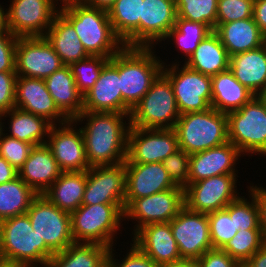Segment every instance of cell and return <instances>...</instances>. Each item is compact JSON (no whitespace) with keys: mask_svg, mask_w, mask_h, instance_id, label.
<instances>
[{"mask_svg":"<svg viewBox=\"0 0 266 267\" xmlns=\"http://www.w3.org/2000/svg\"><path fill=\"white\" fill-rule=\"evenodd\" d=\"M256 97L266 108V86L256 95Z\"/></svg>","mask_w":266,"mask_h":267,"instance_id":"cell-57","label":"cell"},{"mask_svg":"<svg viewBox=\"0 0 266 267\" xmlns=\"http://www.w3.org/2000/svg\"><path fill=\"white\" fill-rule=\"evenodd\" d=\"M4 116V113L3 112H1L0 111V120H2L1 118ZM3 124L0 122V140H1V137H2V135H3V126H2Z\"/></svg>","mask_w":266,"mask_h":267,"instance_id":"cell-60","label":"cell"},{"mask_svg":"<svg viewBox=\"0 0 266 267\" xmlns=\"http://www.w3.org/2000/svg\"><path fill=\"white\" fill-rule=\"evenodd\" d=\"M229 69L243 86L257 95L266 86V43L230 56Z\"/></svg>","mask_w":266,"mask_h":267,"instance_id":"cell-28","label":"cell"},{"mask_svg":"<svg viewBox=\"0 0 266 267\" xmlns=\"http://www.w3.org/2000/svg\"><path fill=\"white\" fill-rule=\"evenodd\" d=\"M72 124L75 122L69 120L61 124L58 129L57 125H52L47 135L49 139L46 145L52 151L62 172L87 171L91 166L86 157L82 131L80 128L74 129Z\"/></svg>","mask_w":266,"mask_h":267,"instance_id":"cell-18","label":"cell"},{"mask_svg":"<svg viewBox=\"0 0 266 267\" xmlns=\"http://www.w3.org/2000/svg\"><path fill=\"white\" fill-rule=\"evenodd\" d=\"M26 213L35 234L54 254L74 243L71 214L59 209L44 195H37Z\"/></svg>","mask_w":266,"mask_h":267,"instance_id":"cell-9","label":"cell"},{"mask_svg":"<svg viewBox=\"0 0 266 267\" xmlns=\"http://www.w3.org/2000/svg\"><path fill=\"white\" fill-rule=\"evenodd\" d=\"M116 0H82L86 6L109 10Z\"/></svg>","mask_w":266,"mask_h":267,"instance_id":"cell-54","label":"cell"},{"mask_svg":"<svg viewBox=\"0 0 266 267\" xmlns=\"http://www.w3.org/2000/svg\"><path fill=\"white\" fill-rule=\"evenodd\" d=\"M15 107L43 117L52 125H57L55 121H59L58 124H64L69 121L55 105L44 79L17 76Z\"/></svg>","mask_w":266,"mask_h":267,"instance_id":"cell-20","label":"cell"},{"mask_svg":"<svg viewBox=\"0 0 266 267\" xmlns=\"http://www.w3.org/2000/svg\"><path fill=\"white\" fill-rule=\"evenodd\" d=\"M175 0H144L140 18V47H153L175 26Z\"/></svg>","mask_w":266,"mask_h":267,"instance_id":"cell-24","label":"cell"},{"mask_svg":"<svg viewBox=\"0 0 266 267\" xmlns=\"http://www.w3.org/2000/svg\"><path fill=\"white\" fill-rule=\"evenodd\" d=\"M177 65L179 66V64H173L170 68L163 65L162 73L172 85L179 113L201 112L210 109L211 77L194 71L185 64L181 69Z\"/></svg>","mask_w":266,"mask_h":267,"instance_id":"cell-10","label":"cell"},{"mask_svg":"<svg viewBox=\"0 0 266 267\" xmlns=\"http://www.w3.org/2000/svg\"><path fill=\"white\" fill-rule=\"evenodd\" d=\"M83 111L123 113L119 52L103 66L93 87L83 95Z\"/></svg>","mask_w":266,"mask_h":267,"instance_id":"cell-19","label":"cell"},{"mask_svg":"<svg viewBox=\"0 0 266 267\" xmlns=\"http://www.w3.org/2000/svg\"><path fill=\"white\" fill-rule=\"evenodd\" d=\"M109 59L110 58L102 56H88L85 59L69 65L77 89L82 95L93 87L99 78L103 66Z\"/></svg>","mask_w":266,"mask_h":267,"instance_id":"cell-41","label":"cell"},{"mask_svg":"<svg viewBox=\"0 0 266 267\" xmlns=\"http://www.w3.org/2000/svg\"><path fill=\"white\" fill-rule=\"evenodd\" d=\"M125 163L96 165L87 170L82 205L121 204L125 208Z\"/></svg>","mask_w":266,"mask_h":267,"instance_id":"cell-17","label":"cell"},{"mask_svg":"<svg viewBox=\"0 0 266 267\" xmlns=\"http://www.w3.org/2000/svg\"><path fill=\"white\" fill-rule=\"evenodd\" d=\"M180 115L172 85L161 72L152 82L150 90L132 109L128 121L130 127L172 129Z\"/></svg>","mask_w":266,"mask_h":267,"instance_id":"cell-6","label":"cell"},{"mask_svg":"<svg viewBox=\"0 0 266 267\" xmlns=\"http://www.w3.org/2000/svg\"><path fill=\"white\" fill-rule=\"evenodd\" d=\"M133 239V243L159 267L182 260L170 222L145 225L134 233Z\"/></svg>","mask_w":266,"mask_h":267,"instance_id":"cell-22","label":"cell"},{"mask_svg":"<svg viewBox=\"0 0 266 267\" xmlns=\"http://www.w3.org/2000/svg\"><path fill=\"white\" fill-rule=\"evenodd\" d=\"M212 79L211 107L222 113L240 109L256 95L243 86L230 69L220 72Z\"/></svg>","mask_w":266,"mask_h":267,"instance_id":"cell-29","label":"cell"},{"mask_svg":"<svg viewBox=\"0 0 266 267\" xmlns=\"http://www.w3.org/2000/svg\"><path fill=\"white\" fill-rule=\"evenodd\" d=\"M124 117L130 119V115L125 113L82 111L72 120L77 123L87 119L88 123L80 129L90 166L116 165L126 161L130 122L126 126Z\"/></svg>","mask_w":266,"mask_h":267,"instance_id":"cell-1","label":"cell"},{"mask_svg":"<svg viewBox=\"0 0 266 267\" xmlns=\"http://www.w3.org/2000/svg\"><path fill=\"white\" fill-rule=\"evenodd\" d=\"M254 0H218L217 26L253 17Z\"/></svg>","mask_w":266,"mask_h":267,"instance_id":"cell-43","label":"cell"},{"mask_svg":"<svg viewBox=\"0 0 266 267\" xmlns=\"http://www.w3.org/2000/svg\"><path fill=\"white\" fill-rule=\"evenodd\" d=\"M130 252L120 263H116L112 254V248L108 251L106 267H159L145 253H143L134 243L131 245Z\"/></svg>","mask_w":266,"mask_h":267,"instance_id":"cell-46","label":"cell"},{"mask_svg":"<svg viewBox=\"0 0 266 267\" xmlns=\"http://www.w3.org/2000/svg\"><path fill=\"white\" fill-rule=\"evenodd\" d=\"M86 183L87 171L61 172L43 195L59 209L71 214L82 205Z\"/></svg>","mask_w":266,"mask_h":267,"instance_id":"cell-32","label":"cell"},{"mask_svg":"<svg viewBox=\"0 0 266 267\" xmlns=\"http://www.w3.org/2000/svg\"><path fill=\"white\" fill-rule=\"evenodd\" d=\"M7 31H9L7 23V11H4L3 7L0 5V33Z\"/></svg>","mask_w":266,"mask_h":267,"instance_id":"cell-56","label":"cell"},{"mask_svg":"<svg viewBox=\"0 0 266 267\" xmlns=\"http://www.w3.org/2000/svg\"><path fill=\"white\" fill-rule=\"evenodd\" d=\"M55 1H57V3H58V0H55ZM60 1H61V0H60ZM61 2H63V3H62V6H64V5L69 4V3L82 2V0H62Z\"/></svg>","mask_w":266,"mask_h":267,"instance_id":"cell-59","label":"cell"},{"mask_svg":"<svg viewBox=\"0 0 266 267\" xmlns=\"http://www.w3.org/2000/svg\"><path fill=\"white\" fill-rule=\"evenodd\" d=\"M144 0H116L108 10L115 34L127 47H140V18Z\"/></svg>","mask_w":266,"mask_h":267,"instance_id":"cell-31","label":"cell"},{"mask_svg":"<svg viewBox=\"0 0 266 267\" xmlns=\"http://www.w3.org/2000/svg\"><path fill=\"white\" fill-rule=\"evenodd\" d=\"M7 114L12 119L9 127L11 133L8 136L30 143L33 146L46 144L47 140L43 138L44 136L47 137L46 135H48L52 126L49 121L16 107L5 112L4 117H7Z\"/></svg>","mask_w":266,"mask_h":267,"instance_id":"cell-35","label":"cell"},{"mask_svg":"<svg viewBox=\"0 0 266 267\" xmlns=\"http://www.w3.org/2000/svg\"><path fill=\"white\" fill-rule=\"evenodd\" d=\"M0 231L3 262L21 267H37L40 263L46 267L54 255L35 234L27 213L0 221Z\"/></svg>","mask_w":266,"mask_h":267,"instance_id":"cell-4","label":"cell"},{"mask_svg":"<svg viewBox=\"0 0 266 267\" xmlns=\"http://www.w3.org/2000/svg\"><path fill=\"white\" fill-rule=\"evenodd\" d=\"M237 175H218L190 183L184 188L185 206L195 212L209 214L225 209L239 196Z\"/></svg>","mask_w":266,"mask_h":267,"instance_id":"cell-14","label":"cell"},{"mask_svg":"<svg viewBox=\"0 0 266 267\" xmlns=\"http://www.w3.org/2000/svg\"><path fill=\"white\" fill-rule=\"evenodd\" d=\"M253 18L260 32L266 37V0H254Z\"/></svg>","mask_w":266,"mask_h":267,"instance_id":"cell-51","label":"cell"},{"mask_svg":"<svg viewBox=\"0 0 266 267\" xmlns=\"http://www.w3.org/2000/svg\"><path fill=\"white\" fill-rule=\"evenodd\" d=\"M4 135L5 134L3 133L0 140V156L19 171L34 146L30 143L19 141L16 138Z\"/></svg>","mask_w":266,"mask_h":267,"instance_id":"cell-44","label":"cell"},{"mask_svg":"<svg viewBox=\"0 0 266 267\" xmlns=\"http://www.w3.org/2000/svg\"><path fill=\"white\" fill-rule=\"evenodd\" d=\"M185 206L184 188L177 186L151 196L134 199L124 210V218L136 219L134 232L151 223L170 222Z\"/></svg>","mask_w":266,"mask_h":267,"instance_id":"cell-16","label":"cell"},{"mask_svg":"<svg viewBox=\"0 0 266 267\" xmlns=\"http://www.w3.org/2000/svg\"><path fill=\"white\" fill-rule=\"evenodd\" d=\"M214 31L229 57L257 49L266 43V37L260 32L253 17L219 24Z\"/></svg>","mask_w":266,"mask_h":267,"instance_id":"cell-26","label":"cell"},{"mask_svg":"<svg viewBox=\"0 0 266 267\" xmlns=\"http://www.w3.org/2000/svg\"><path fill=\"white\" fill-rule=\"evenodd\" d=\"M52 151L46 145L34 146L18 171V176L38 195H43L61 174Z\"/></svg>","mask_w":266,"mask_h":267,"instance_id":"cell-25","label":"cell"},{"mask_svg":"<svg viewBox=\"0 0 266 267\" xmlns=\"http://www.w3.org/2000/svg\"><path fill=\"white\" fill-rule=\"evenodd\" d=\"M0 267H21V266L2 261L0 262Z\"/></svg>","mask_w":266,"mask_h":267,"instance_id":"cell-58","label":"cell"},{"mask_svg":"<svg viewBox=\"0 0 266 267\" xmlns=\"http://www.w3.org/2000/svg\"><path fill=\"white\" fill-rule=\"evenodd\" d=\"M17 40L9 31L0 33V72L15 71Z\"/></svg>","mask_w":266,"mask_h":267,"instance_id":"cell-48","label":"cell"},{"mask_svg":"<svg viewBox=\"0 0 266 267\" xmlns=\"http://www.w3.org/2000/svg\"><path fill=\"white\" fill-rule=\"evenodd\" d=\"M7 11L9 32L17 37L45 36L59 9L54 0H13Z\"/></svg>","mask_w":266,"mask_h":267,"instance_id":"cell-15","label":"cell"},{"mask_svg":"<svg viewBox=\"0 0 266 267\" xmlns=\"http://www.w3.org/2000/svg\"><path fill=\"white\" fill-rule=\"evenodd\" d=\"M59 13L74 27L90 56L111 58L125 46L115 34L107 10L77 2L61 6Z\"/></svg>","mask_w":266,"mask_h":267,"instance_id":"cell-2","label":"cell"},{"mask_svg":"<svg viewBox=\"0 0 266 267\" xmlns=\"http://www.w3.org/2000/svg\"><path fill=\"white\" fill-rule=\"evenodd\" d=\"M240 155L230 141L190 154L189 184L218 175H236L234 167Z\"/></svg>","mask_w":266,"mask_h":267,"instance_id":"cell-23","label":"cell"},{"mask_svg":"<svg viewBox=\"0 0 266 267\" xmlns=\"http://www.w3.org/2000/svg\"><path fill=\"white\" fill-rule=\"evenodd\" d=\"M125 208L121 204L81 205L71 213L74 242L97 243L112 248Z\"/></svg>","mask_w":266,"mask_h":267,"instance_id":"cell-7","label":"cell"},{"mask_svg":"<svg viewBox=\"0 0 266 267\" xmlns=\"http://www.w3.org/2000/svg\"><path fill=\"white\" fill-rule=\"evenodd\" d=\"M251 203L243 197L234 200V223L237 231L248 229H261L259 208L255 196L250 194Z\"/></svg>","mask_w":266,"mask_h":267,"instance_id":"cell-42","label":"cell"},{"mask_svg":"<svg viewBox=\"0 0 266 267\" xmlns=\"http://www.w3.org/2000/svg\"><path fill=\"white\" fill-rule=\"evenodd\" d=\"M265 243L261 229L239 230L222 250L242 266Z\"/></svg>","mask_w":266,"mask_h":267,"instance_id":"cell-38","label":"cell"},{"mask_svg":"<svg viewBox=\"0 0 266 267\" xmlns=\"http://www.w3.org/2000/svg\"><path fill=\"white\" fill-rule=\"evenodd\" d=\"M162 163L166 172L177 186L185 188L189 184V154L179 148Z\"/></svg>","mask_w":266,"mask_h":267,"instance_id":"cell-45","label":"cell"},{"mask_svg":"<svg viewBox=\"0 0 266 267\" xmlns=\"http://www.w3.org/2000/svg\"><path fill=\"white\" fill-rule=\"evenodd\" d=\"M17 73L0 72V111L5 113L15 108V90Z\"/></svg>","mask_w":266,"mask_h":267,"instance_id":"cell-47","label":"cell"},{"mask_svg":"<svg viewBox=\"0 0 266 267\" xmlns=\"http://www.w3.org/2000/svg\"><path fill=\"white\" fill-rule=\"evenodd\" d=\"M18 176V171L0 156V184L9 182Z\"/></svg>","mask_w":266,"mask_h":267,"instance_id":"cell-52","label":"cell"},{"mask_svg":"<svg viewBox=\"0 0 266 267\" xmlns=\"http://www.w3.org/2000/svg\"><path fill=\"white\" fill-rule=\"evenodd\" d=\"M186 61L184 64L188 68L213 77L229 69L230 57L218 34L213 30Z\"/></svg>","mask_w":266,"mask_h":267,"instance_id":"cell-30","label":"cell"},{"mask_svg":"<svg viewBox=\"0 0 266 267\" xmlns=\"http://www.w3.org/2000/svg\"><path fill=\"white\" fill-rule=\"evenodd\" d=\"M249 192L255 196L258 204L260 228L266 238V190L263 187L250 186Z\"/></svg>","mask_w":266,"mask_h":267,"instance_id":"cell-50","label":"cell"},{"mask_svg":"<svg viewBox=\"0 0 266 267\" xmlns=\"http://www.w3.org/2000/svg\"><path fill=\"white\" fill-rule=\"evenodd\" d=\"M211 32L212 30L201 22L176 18L175 26L168 32L165 39L174 38L178 47L189 58L200 42Z\"/></svg>","mask_w":266,"mask_h":267,"instance_id":"cell-37","label":"cell"},{"mask_svg":"<svg viewBox=\"0 0 266 267\" xmlns=\"http://www.w3.org/2000/svg\"><path fill=\"white\" fill-rule=\"evenodd\" d=\"M125 208L134 200L177 187L162 162L125 164Z\"/></svg>","mask_w":266,"mask_h":267,"instance_id":"cell-21","label":"cell"},{"mask_svg":"<svg viewBox=\"0 0 266 267\" xmlns=\"http://www.w3.org/2000/svg\"><path fill=\"white\" fill-rule=\"evenodd\" d=\"M3 261V257H2V246H1V231H0V262Z\"/></svg>","mask_w":266,"mask_h":267,"instance_id":"cell-61","label":"cell"},{"mask_svg":"<svg viewBox=\"0 0 266 267\" xmlns=\"http://www.w3.org/2000/svg\"><path fill=\"white\" fill-rule=\"evenodd\" d=\"M160 267H198L196 260L193 259H182L172 264L160 266Z\"/></svg>","mask_w":266,"mask_h":267,"instance_id":"cell-55","label":"cell"},{"mask_svg":"<svg viewBox=\"0 0 266 267\" xmlns=\"http://www.w3.org/2000/svg\"><path fill=\"white\" fill-rule=\"evenodd\" d=\"M210 239L214 249H222L238 232L234 223V201L225 209L207 214Z\"/></svg>","mask_w":266,"mask_h":267,"instance_id":"cell-39","label":"cell"},{"mask_svg":"<svg viewBox=\"0 0 266 267\" xmlns=\"http://www.w3.org/2000/svg\"><path fill=\"white\" fill-rule=\"evenodd\" d=\"M170 227L182 259L196 260L213 249L207 214L184 206L170 221Z\"/></svg>","mask_w":266,"mask_h":267,"instance_id":"cell-13","label":"cell"},{"mask_svg":"<svg viewBox=\"0 0 266 267\" xmlns=\"http://www.w3.org/2000/svg\"><path fill=\"white\" fill-rule=\"evenodd\" d=\"M15 72L17 76L46 79L64 66L44 36L18 37Z\"/></svg>","mask_w":266,"mask_h":267,"instance_id":"cell-12","label":"cell"},{"mask_svg":"<svg viewBox=\"0 0 266 267\" xmlns=\"http://www.w3.org/2000/svg\"><path fill=\"white\" fill-rule=\"evenodd\" d=\"M177 18L206 24L212 31L217 27L218 0H175Z\"/></svg>","mask_w":266,"mask_h":267,"instance_id":"cell-40","label":"cell"},{"mask_svg":"<svg viewBox=\"0 0 266 267\" xmlns=\"http://www.w3.org/2000/svg\"><path fill=\"white\" fill-rule=\"evenodd\" d=\"M55 105L73 120L83 111V95L78 91L69 65H64L44 79Z\"/></svg>","mask_w":266,"mask_h":267,"instance_id":"cell-27","label":"cell"},{"mask_svg":"<svg viewBox=\"0 0 266 267\" xmlns=\"http://www.w3.org/2000/svg\"><path fill=\"white\" fill-rule=\"evenodd\" d=\"M228 141L241 153L266 155V108L255 96L240 109L227 113Z\"/></svg>","mask_w":266,"mask_h":267,"instance_id":"cell-8","label":"cell"},{"mask_svg":"<svg viewBox=\"0 0 266 267\" xmlns=\"http://www.w3.org/2000/svg\"><path fill=\"white\" fill-rule=\"evenodd\" d=\"M174 129L178 147L189 155L228 142L227 114L212 107L181 114Z\"/></svg>","mask_w":266,"mask_h":267,"instance_id":"cell-5","label":"cell"},{"mask_svg":"<svg viewBox=\"0 0 266 267\" xmlns=\"http://www.w3.org/2000/svg\"><path fill=\"white\" fill-rule=\"evenodd\" d=\"M44 37L53 46L64 65H70L90 56L74 27L60 13L54 17Z\"/></svg>","mask_w":266,"mask_h":267,"instance_id":"cell-33","label":"cell"},{"mask_svg":"<svg viewBox=\"0 0 266 267\" xmlns=\"http://www.w3.org/2000/svg\"><path fill=\"white\" fill-rule=\"evenodd\" d=\"M242 267H266V243Z\"/></svg>","mask_w":266,"mask_h":267,"instance_id":"cell-53","label":"cell"},{"mask_svg":"<svg viewBox=\"0 0 266 267\" xmlns=\"http://www.w3.org/2000/svg\"><path fill=\"white\" fill-rule=\"evenodd\" d=\"M179 149L178 137L172 129L130 127L125 164L163 162Z\"/></svg>","mask_w":266,"mask_h":267,"instance_id":"cell-11","label":"cell"},{"mask_svg":"<svg viewBox=\"0 0 266 267\" xmlns=\"http://www.w3.org/2000/svg\"><path fill=\"white\" fill-rule=\"evenodd\" d=\"M154 53L152 47L124 46L119 51L120 90L125 114H131L162 72L165 63H160Z\"/></svg>","mask_w":266,"mask_h":267,"instance_id":"cell-3","label":"cell"},{"mask_svg":"<svg viewBox=\"0 0 266 267\" xmlns=\"http://www.w3.org/2000/svg\"><path fill=\"white\" fill-rule=\"evenodd\" d=\"M196 262L198 267H242L225 251L214 248L206 251Z\"/></svg>","mask_w":266,"mask_h":267,"instance_id":"cell-49","label":"cell"},{"mask_svg":"<svg viewBox=\"0 0 266 267\" xmlns=\"http://www.w3.org/2000/svg\"><path fill=\"white\" fill-rule=\"evenodd\" d=\"M37 195L19 176L0 184V221L25 214Z\"/></svg>","mask_w":266,"mask_h":267,"instance_id":"cell-36","label":"cell"},{"mask_svg":"<svg viewBox=\"0 0 266 267\" xmlns=\"http://www.w3.org/2000/svg\"><path fill=\"white\" fill-rule=\"evenodd\" d=\"M109 249L97 243L74 242L54 254L46 267H106Z\"/></svg>","mask_w":266,"mask_h":267,"instance_id":"cell-34","label":"cell"}]
</instances>
